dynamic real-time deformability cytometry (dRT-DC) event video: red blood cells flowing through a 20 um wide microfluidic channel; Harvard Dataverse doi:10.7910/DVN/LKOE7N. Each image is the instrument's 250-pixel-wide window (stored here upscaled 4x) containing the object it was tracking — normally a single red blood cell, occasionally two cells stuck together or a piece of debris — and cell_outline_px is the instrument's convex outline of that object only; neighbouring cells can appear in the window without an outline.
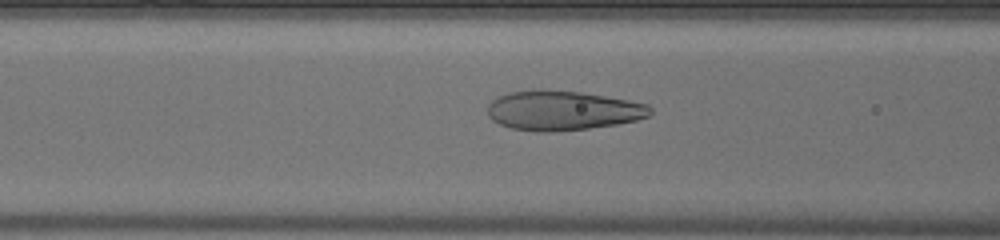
{"species": "human", "species_latin": "Homo sapiens", "temperature_condition": "warm", "stored_images_in_passage": 50, "camera_frame_rate_fps": 3000, "um_per_image_px": 0.085, "donor": {"sex": "male"}, "frame": {"image": 1, "passage_image": 20, "time_ms": 6.333, "image_size_px": [1000, 240], "cell_outline_px": [[652, 112], [648, 116], [636, 120], [616, 124], [588, 128], [552, 132], [536, 132], [512, 128], [500, 124], [492, 120], [488, 116], [488, 104], [492, 100], [508, 92], [540, 88], [580, 92], [628, 100], [648, 104], [652, 108]], "centroid_in_image_um": [47.8, 9.38], "position_along_channel_um": 118.8, "area_um2": 37.69}}
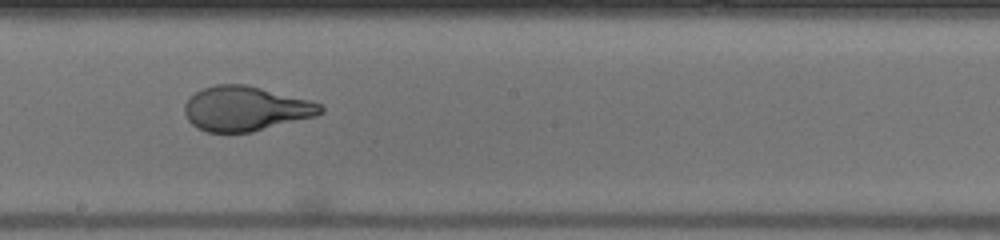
{"frame": {"image": 2, "passage_image": 28, "time_ms": 9.0, "image_size_px": [1000, 240], "cell_outline_px": [[324, 112], [316, 116], [252, 132], [208, 132], [196, 128], [188, 120], [184, 112], [184, 104], [196, 92], [204, 88], [216, 84], [244, 84], [308, 100], [320, 104], [324, 108]], "centroid_in_image_um": [20.86, 9.25], "position_along_channel_um": 227.3, "area_um2": 35.08}}
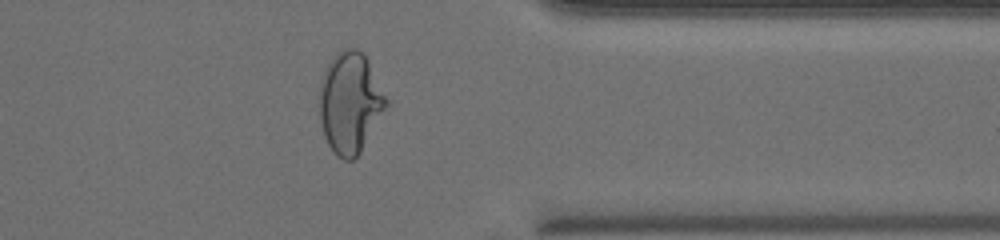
{"frame": {"image": 3, "passage_image": 40, "time_ms": 13.0, "image_size_px": [1000, 240], "cell_outline_px": [[388, 104], [360, 152], [352, 160], [344, 160], [336, 156], [328, 144], [324, 136], [320, 120], [320, 80], [328, 64], [336, 52], [344, 48], [356, 48], [364, 52], [388, 100]], "centroid_in_image_um": [29.74, 8.71], "position_along_channel_um": 381.7, "area_um2": 39.07}}